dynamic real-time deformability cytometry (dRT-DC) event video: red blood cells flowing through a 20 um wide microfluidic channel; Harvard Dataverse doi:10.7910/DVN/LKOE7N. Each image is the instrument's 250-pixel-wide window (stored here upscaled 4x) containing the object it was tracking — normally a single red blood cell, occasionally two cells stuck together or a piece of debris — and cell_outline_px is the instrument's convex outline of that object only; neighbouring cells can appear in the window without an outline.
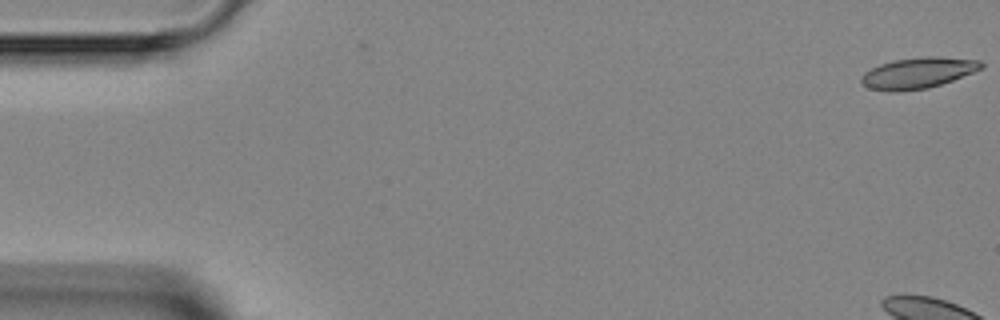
{"species": "Egyptian fruit bat (a non-hibernating species)", "species_latin": "Rousettus aegyptiacus", "temperature_condition": "room temperature", "stored_images_in_passage": 5, "camera_frame_rate_fps": 3000, "um_per_image_px": 0.085, "animal": {"sex": "female"}, "frame": {"image": 1, "passage_image": 1, "time_ms": 0.0, "image_size_px": [1000, 320], "cell_outline_px": [[984, 68], [952, 80], [928, 88], [896, 92], [888, 92], [868, 88], [860, 80], [860, 76], [864, 72], [880, 64], [892, 60], [924, 56], [940, 56], [980, 60], [984, 64]], "centroid_in_image_um": [78.02, 6.19], "position_along_channel_um": 7.0, "area_um2": 21.85}}